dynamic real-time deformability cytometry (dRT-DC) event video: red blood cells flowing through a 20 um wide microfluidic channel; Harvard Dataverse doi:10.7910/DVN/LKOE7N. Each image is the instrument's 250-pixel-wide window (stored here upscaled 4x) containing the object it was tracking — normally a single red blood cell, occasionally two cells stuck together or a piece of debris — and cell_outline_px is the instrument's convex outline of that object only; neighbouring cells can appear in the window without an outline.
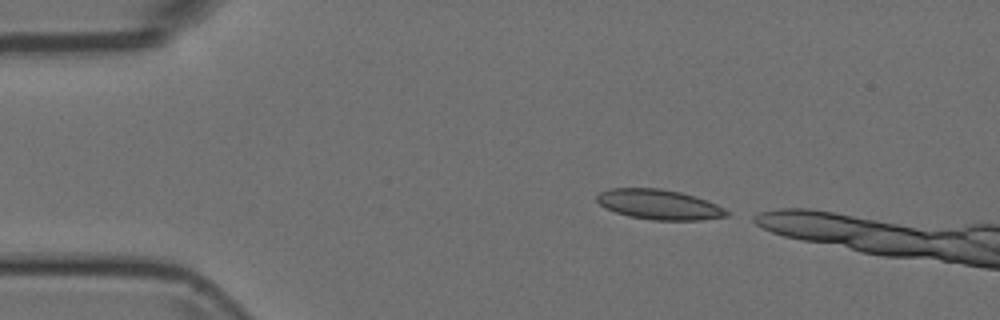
{"species": "Egyptian fruit bat (a non-hibernating species)", "species_latin": "Rousettus aegyptiacus", "temperature_condition": "room temperature", "stored_images_in_passage": 5, "camera_frame_rate_fps": 3000, "um_per_image_px": 0.085, "animal": {"sex": "female"}, "frame": {"image": 1, "passage_image": 1, "time_ms": 0.0, "image_size_px": [1000, 320], "cell_outline_px": [[728, 216], [700, 220], [652, 220], [628, 216], [604, 208], [596, 200], [596, 196], [600, 192], [608, 188], [656, 188], [680, 192], [696, 196], [708, 200], [724, 208], [728, 212]], "centroid_in_image_um": [56.01, 17.38], "position_along_channel_um": 29.0, "area_um2": 22.77}}